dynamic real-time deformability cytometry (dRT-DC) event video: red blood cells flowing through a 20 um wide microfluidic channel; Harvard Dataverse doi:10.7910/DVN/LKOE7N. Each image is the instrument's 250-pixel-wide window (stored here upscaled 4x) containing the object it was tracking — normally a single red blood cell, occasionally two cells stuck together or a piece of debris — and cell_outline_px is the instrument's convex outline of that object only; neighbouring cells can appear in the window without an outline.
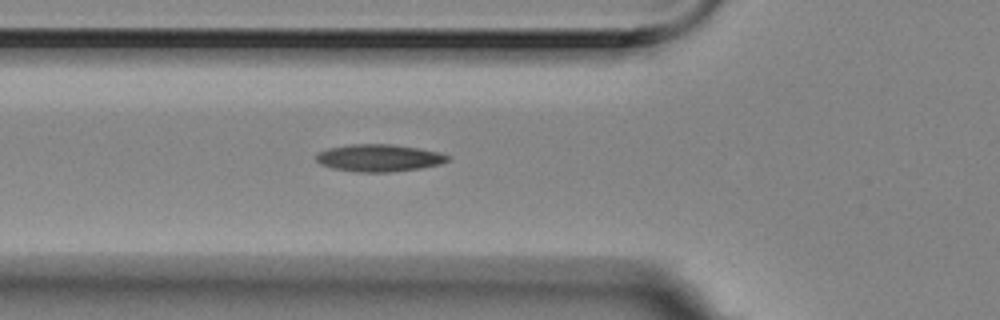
{"species": "Egyptian fruit bat (a non-hibernating species)", "species_latin": "Rousettus aegyptiacus", "temperature_condition": "room temperature", "stored_images_in_passage": 5, "camera_frame_rate_fps": 3000, "um_per_image_px": 0.085, "animal": {"sex": "female"}, "frame": {"image": 1, "passage_image": 5, "time_ms": 1.333, "image_size_px": [1000, 320], "cell_outline_px": [[452, 156], [448, 160], [440, 164], [420, 168], [388, 172], [360, 172], [332, 168], [320, 164], [316, 160], [316, 152], [328, 148], [348, 144], [392, 144], [420, 148], [440, 152]], "centroid_in_image_um": [32.21, 13.41], "position_along_channel_um": 93.6, "area_um2": 21.04}}